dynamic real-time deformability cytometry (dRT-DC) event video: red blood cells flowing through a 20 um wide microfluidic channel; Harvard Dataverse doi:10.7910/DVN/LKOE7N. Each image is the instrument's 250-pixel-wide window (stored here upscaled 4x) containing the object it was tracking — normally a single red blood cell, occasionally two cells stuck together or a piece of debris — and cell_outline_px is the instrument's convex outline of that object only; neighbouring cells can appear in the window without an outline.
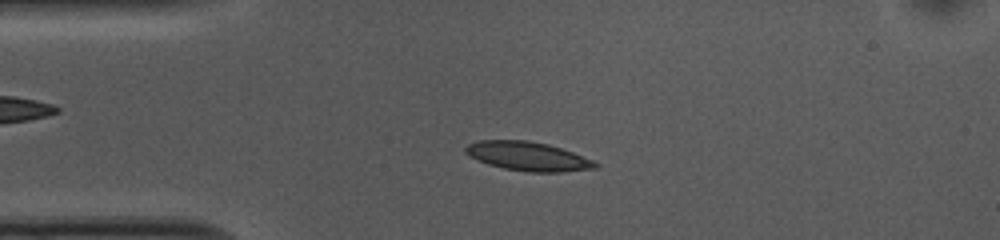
{"species": "common noctule bat (a hibernating species)", "species_latin": "Nyctalus noctula", "temperature_condition": "cold", "stored_images_in_passage": 52, "camera_frame_rate_fps": 3000, "um_per_image_px": 0.085, "animal": {"sex": "female", "body_mass_g": 10.0, "forearm_length_mm": 53.1}, "frame": {"image": 1, "passage_image": 11, "time_ms": 3.333, "image_size_px": [1000, 240], "cell_outline_px": [[600, 164], [596, 168], [564, 172], [528, 172], [504, 168], [488, 164], [476, 160], [464, 152], [464, 148], [468, 144], [480, 140], [528, 140], [548, 144], [596, 160]], "centroid_in_image_um": [44.89, 13.29], "position_along_channel_um": 40.1, "area_um2": 22.08}}
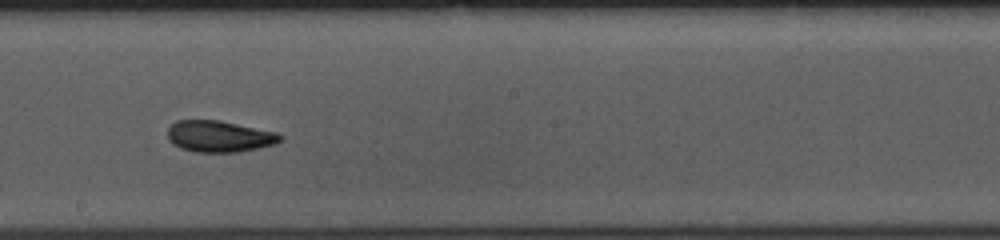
{"frame": {"image": 2, "passage_image": 28, "time_ms": 9.0, "image_size_px": [1000, 240], "cell_outline_px": [[284, 136], [276, 144], [236, 152], [196, 152], [180, 148], [172, 144], [168, 140], [168, 128], [176, 120], [220, 120], [276, 132]], "centroid_in_image_um": [18.62, 11.59], "position_along_channel_um": 229.6, "area_um2": 20.63}}
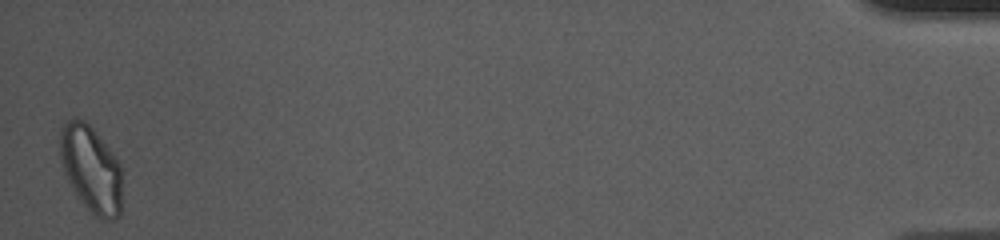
{"frame": {"image": 3, "passage_image": 52, "time_ms": 17.0, "image_size_px": [1000, 240], "cell_outline_px": [[120, 216], [116, 220], [104, 220], [96, 216], [84, 204], [68, 180], [60, 156], [60, 128], [68, 120], [84, 120], [92, 128], [112, 152], [120, 164]], "centroid_in_image_um": [7.75, 14.37], "position_along_channel_um": 427.5, "area_um2": 30.52}, "authors_computed_cell_mechanics": {"area_um2": 20.808, "velocity_mm_per_s": 3.6724, "shape_relaxation_time_tau1_ms": null, "shape_relaxation_time_tau2_ms": 3.8292, "deformation_change_tau1": null, "deformation_change_tau2": 0.0927}}